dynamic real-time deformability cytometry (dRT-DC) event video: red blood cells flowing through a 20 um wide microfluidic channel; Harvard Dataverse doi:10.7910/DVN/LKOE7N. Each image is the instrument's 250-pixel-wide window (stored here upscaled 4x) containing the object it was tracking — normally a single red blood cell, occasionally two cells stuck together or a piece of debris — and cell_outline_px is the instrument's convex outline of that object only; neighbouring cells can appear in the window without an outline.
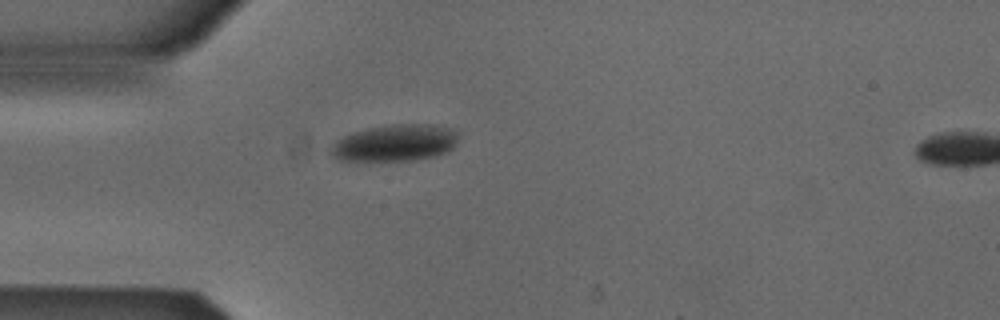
{"species": "Egyptian fruit bat (a non-hibernating species)", "species_latin": "Rousettus aegyptiacus", "temperature_condition": "cold", "stored_images_in_passage": 34, "camera_frame_rate_fps": 3000, "um_per_image_px": 0.085, "animal": {"sex": "male"}, "frame": {"image": 1, "passage_image": 1, "time_ms": 0.0, "image_size_px": [1000, 320], "cell_outline_px": [[460, 136], [456, 144], [448, 152], [432, 156], [412, 160], [340, 160], [332, 156], [328, 152], [332, 144], [336, 140], [352, 132], [368, 128], [392, 124], [432, 124], [452, 128], [460, 132]], "centroid_in_image_um": [33.61, 12.13], "position_along_channel_um": 51.4, "area_um2": 27.51}}
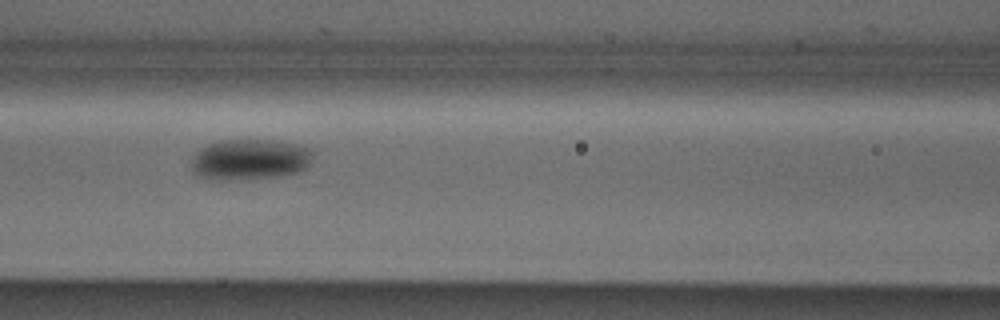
{"frame": {"image": 2, "passage_image": 9, "time_ms": 2.667, "image_size_px": [1000, 320], "cell_outline_px": [[312, 156], [308, 168], [300, 172], [280, 176], [220, 180], [204, 176], [196, 172], [192, 164], [192, 156], [200, 148], [208, 144], [220, 140], [272, 140], [292, 144], [308, 148], [312, 152]], "centroid_in_image_um": [21.27, 13.54], "position_along_channel_um": 145.3, "area_um2": 28.44}}
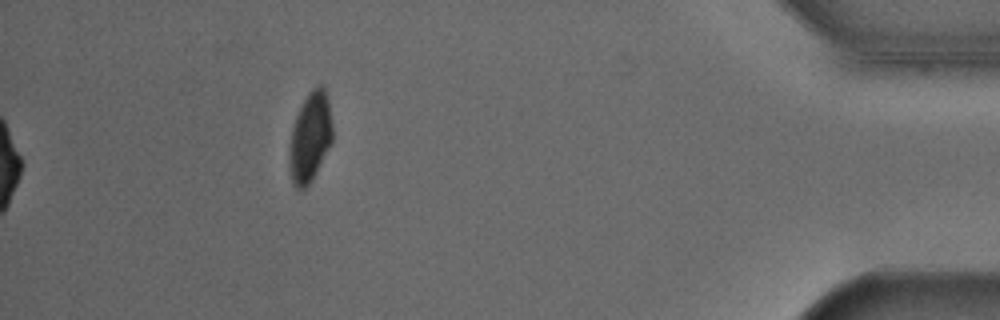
{"frame": {"image": 3, "passage_image": 34, "time_ms": 11.0, "image_size_px": [1000, 320], "cell_outline_px": [[332, 140], [312, 180], [304, 188], [296, 188], [292, 184], [288, 168], [288, 148], [292, 128], [296, 116], [308, 92], [316, 84], [320, 84], [324, 88], [328, 100], [332, 124]], "centroid_in_image_um": [26.32, 11.67], "position_along_channel_um": 408.9, "area_um2": 22.6}, "authors_computed_cell_mechanics": {"area_um2": 27.5995, "velocity_mm_per_s": 3.8648, "shape_relaxation_time_tau1_ms": 4.4189, "shape_relaxation_time_tau2_ms": null, "deformation_change_tau1": 0.096, "deformation_change_tau2": null}}